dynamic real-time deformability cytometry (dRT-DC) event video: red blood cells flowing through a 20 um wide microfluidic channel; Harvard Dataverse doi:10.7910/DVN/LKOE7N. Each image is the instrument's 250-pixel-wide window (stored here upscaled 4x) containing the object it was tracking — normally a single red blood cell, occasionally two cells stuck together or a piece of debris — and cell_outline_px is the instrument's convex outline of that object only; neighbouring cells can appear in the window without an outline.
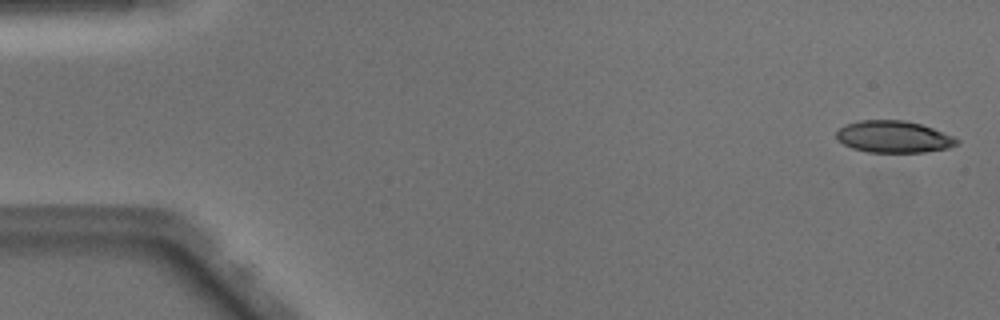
{"species": "Egyptian fruit bat (a non-hibernating species)", "species_latin": "Rousettus aegyptiacus", "temperature_condition": "warm", "stored_images_in_passage": 44, "camera_frame_rate_fps": 3000, "um_per_image_px": 0.085, "animal": {"sex": "male"}, "frame": {"image": 1, "passage_image": 1, "time_ms": 0.0, "image_size_px": [1000, 320], "cell_outline_px": [[960, 140], [956, 144], [948, 148], [924, 152], [868, 152], [852, 148], [844, 144], [836, 136], [836, 132], [844, 124], [860, 120], [904, 120], [920, 124], [932, 128], [952, 136]], "centroid_in_image_um": [75.94, 11.62], "position_along_channel_um": 9.1, "area_um2": 22.2}}
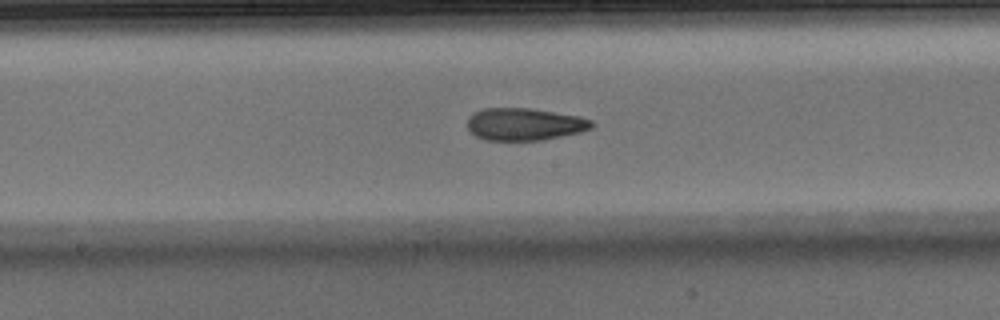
{"frame": {"image": 2, "passage_image": 25, "time_ms": 8.0, "image_size_px": [1000, 320], "cell_outline_px": [[596, 124], [592, 128], [580, 132], [540, 140], [484, 140], [476, 136], [468, 128], [468, 116], [472, 112], [484, 108], [528, 108], [580, 116], [592, 120]], "centroid_in_image_um": [44.58, 10.55], "position_along_channel_um": 203.6, "area_um2": 23.47}}
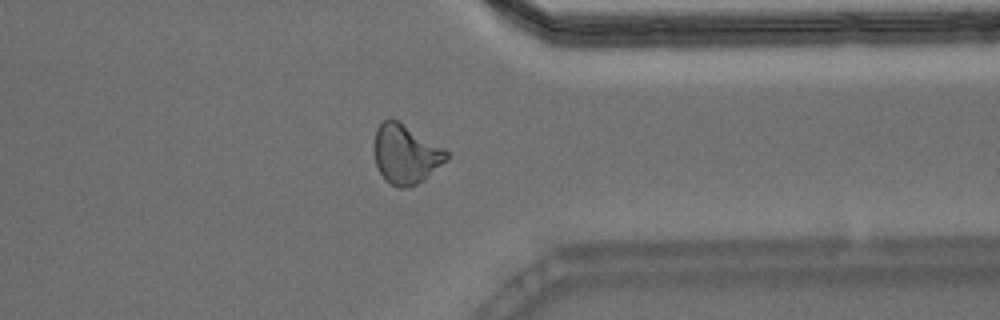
{"frame": {"image": 3, "passage_image": 38, "time_ms": 12.333, "image_size_px": [1000, 320], "cell_outline_px": [[448, 160], [424, 180], [416, 184], [404, 188], [400, 188], [392, 184], [380, 172], [376, 164], [372, 152], [372, 144], [376, 128], [384, 120], [392, 116], [444, 148], [448, 152]], "centroid_in_image_um": [34.46, 13.06], "position_along_channel_um": 376.9, "area_um2": 25.32}}